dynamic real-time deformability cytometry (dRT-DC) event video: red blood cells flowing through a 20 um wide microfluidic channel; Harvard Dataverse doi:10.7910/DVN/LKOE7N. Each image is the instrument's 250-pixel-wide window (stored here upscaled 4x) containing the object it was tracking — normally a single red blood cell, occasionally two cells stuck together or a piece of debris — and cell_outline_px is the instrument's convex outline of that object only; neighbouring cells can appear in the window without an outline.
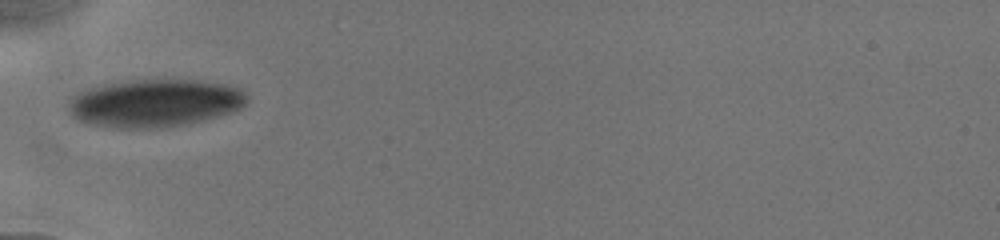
{"species": "human", "species_latin": "Homo sapiens", "temperature_condition": "cold", "stored_images_in_passage": 2, "camera_frame_rate_fps": 3000, "um_per_image_px": 0.085, "donor": {"sex": "male"}, "frame": {"image": 1, "passage_image": 1, "time_ms": 0.0, "image_size_px": [1000, 240], "cell_outline_px": [[248, 100], [240, 108], [232, 112], [204, 120], [184, 124], [160, 128], [116, 128], [88, 124], [76, 120], [68, 112], [68, 104], [72, 96], [88, 88], [100, 84], [128, 80], [196, 80], [224, 84], [240, 88], [248, 96]], "centroid_in_image_um": [13.11, 8.76], "position_along_channel_um": 71.9, "area_um2": 50.05}}